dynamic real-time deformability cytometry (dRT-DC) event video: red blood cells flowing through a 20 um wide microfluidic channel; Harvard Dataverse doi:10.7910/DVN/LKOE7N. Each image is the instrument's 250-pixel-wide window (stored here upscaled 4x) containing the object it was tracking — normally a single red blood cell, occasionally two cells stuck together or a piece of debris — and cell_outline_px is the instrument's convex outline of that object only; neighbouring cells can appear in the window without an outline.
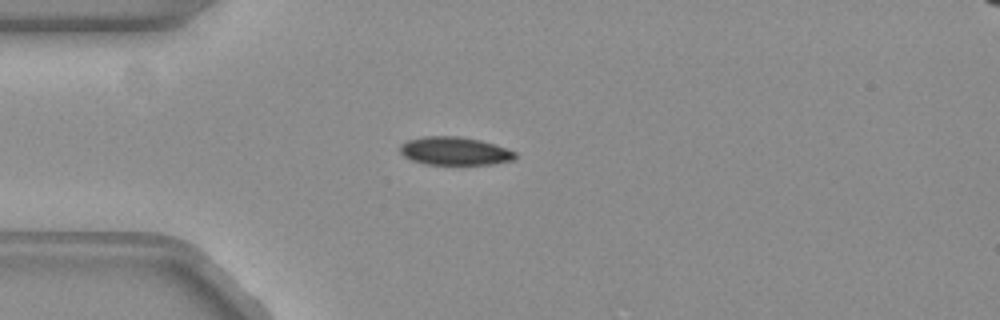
{"species": "common noctule bat (a hibernating species)", "species_latin": "Nyctalus noctula", "temperature_condition": "warm", "stored_images_in_passage": 52, "camera_frame_rate_fps": 3000, "um_per_image_px": 0.085, "animal": {"sex": "female", "body_mass_g": 19.3, "forearm_length_mm": 54.1}, "frame": {"image": 1, "passage_image": 13, "time_ms": 4.0, "image_size_px": [1000, 320], "cell_outline_px": [[516, 160], [492, 164], [424, 164], [412, 160], [404, 156], [400, 152], [400, 144], [408, 140], [424, 136], [456, 136], [480, 140], [516, 152]], "centroid_in_image_um": [38.63, 12.84], "position_along_channel_um": 46.4, "area_um2": 18.79}}
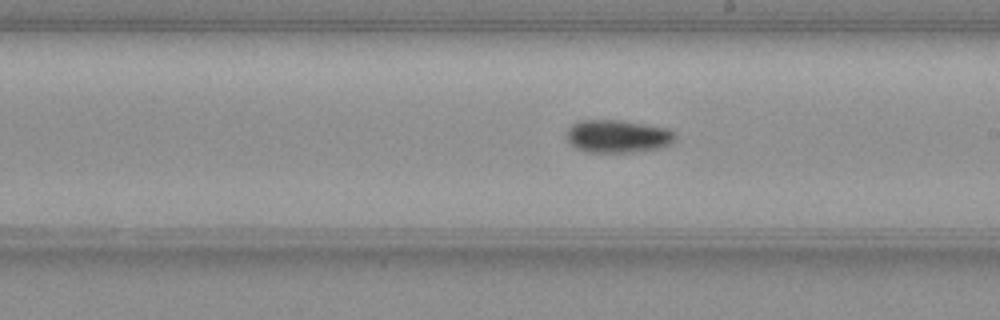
{"frame": {"image": 2, "passage_image": 29, "time_ms": 9.333, "image_size_px": [1000, 320], "cell_outline_px": [[676, 140], [672, 144], [660, 148], [644, 152], [584, 152], [568, 144], [568, 128], [576, 120], [620, 120], [668, 128], [676, 136]], "centroid_in_image_um": [52.52, 11.6], "position_along_channel_um": 236.5, "area_um2": 21.15}}
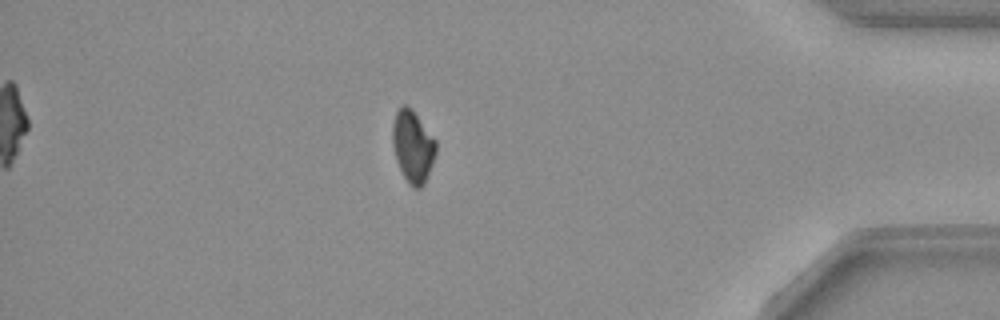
{"frame": {"image": 3, "passage_image": 45, "time_ms": 14.667, "image_size_px": [1000, 320], "cell_outline_px": [[436, 152], [432, 164], [424, 184], [420, 188], [412, 188], [408, 184], [396, 160], [392, 144], [392, 124], [396, 112], [404, 104], [412, 108], [436, 140]], "centroid_in_image_um": [35.08, 12.44], "position_along_channel_um": 400.1, "area_um2": 18.26}, "authors_computed_cell_mechanics": {"area_um2": 18.8717, "velocity_mm_per_s": 3.8509, "shape_relaxation_time_tau1_ms": 7.008, "shape_relaxation_time_tau2_ms": null, "deformation_change_tau1": 0.1434, "deformation_change_tau2": null}}